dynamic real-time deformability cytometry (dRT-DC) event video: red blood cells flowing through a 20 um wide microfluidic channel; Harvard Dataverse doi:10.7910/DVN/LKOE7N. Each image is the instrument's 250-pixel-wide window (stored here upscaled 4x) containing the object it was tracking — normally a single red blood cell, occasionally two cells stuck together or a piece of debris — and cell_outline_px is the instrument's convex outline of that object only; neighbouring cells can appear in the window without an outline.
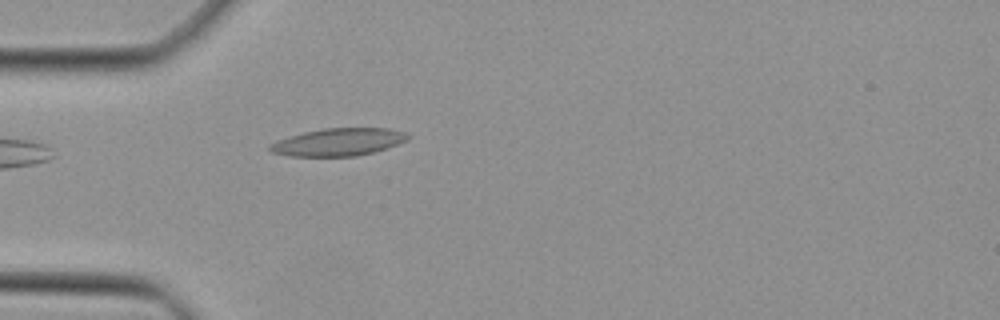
{"species": "Egyptian fruit bat (a non-hibernating species)", "species_latin": "Rousettus aegyptiacus", "temperature_condition": "cold", "stored_images_in_passage": 7, "camera_frame_rate_fps": 3000, "um_per_image_px": 0.085, "animal": {"sex": "female"}, "frame": {"image": 1, "passage_image": 1, "time_ms": 0.0, "image_size_px": [1000, 320], "cell_outline_px": [[412, 136], [408, 140], [372, 152], [356, 156], [288, 156], [272, 152], [268, 148], [268, 144], [276, 140], [288, 136], [304, 132], [324, 128], [388, 128], [404, 132]], "centroid_in_image_um": [28.72, 12.07], "position_along_channel_um": 56.3, "area_um2": 22.14}}
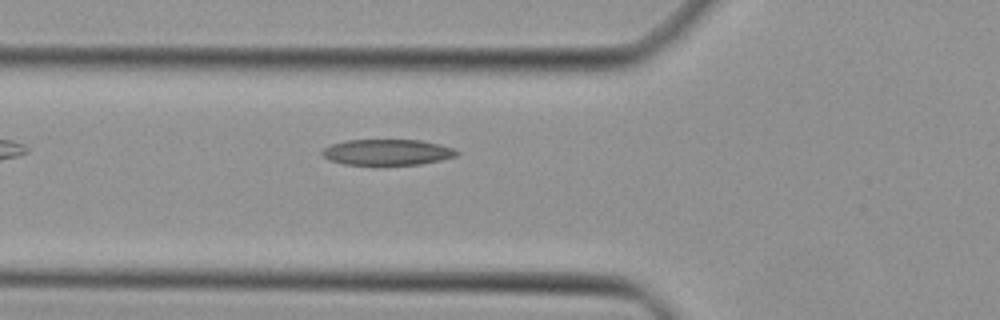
{"frame": {"image": 2, "passage_image": 4, "time_ms": 1.0, "image_size_px": [1000, 320], "cell_outline_px": [[460, 152], [456, 156], [440, 160], [420, 164], [344, 164], [328, 160], [320, 152], [324, 148], [332, 144], [348, 140], [420, 140], [440, 144], [452, 148]], "centroid_in_image_um": [32.91, 12.93], "position_along_channel_um": 92.9, "area_um2": 20.06}}